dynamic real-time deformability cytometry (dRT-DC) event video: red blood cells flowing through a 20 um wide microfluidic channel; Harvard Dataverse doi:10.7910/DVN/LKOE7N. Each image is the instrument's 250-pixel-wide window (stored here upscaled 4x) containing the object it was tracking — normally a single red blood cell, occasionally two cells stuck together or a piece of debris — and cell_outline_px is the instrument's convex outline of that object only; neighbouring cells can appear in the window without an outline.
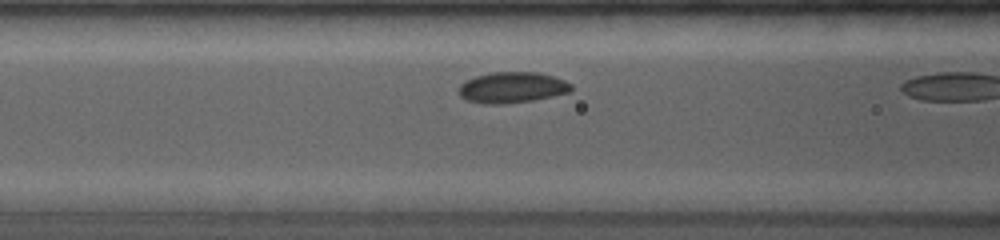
{"species": "common noctule bat (a hibernating species)", "species_latin": "Nyctalus noctula", "temperature_condition": "room temperature", "stored_images_in_passage": 11, "camera_frame_rate_fps": 4000, "um_per_image_px": 0.085, "animal": {"sex": "female", "body_mass_g": 19.0, "forearm_length_mm": 53.3}, "frame": {"image": 1, "passage_image": 10, "time_ms": 2.25, "image_size_px": [1000, 240], "cell_outline_px": [[572, 92], [532, 100], [504, 104], [484, 104], [468, 100], [460, 96], [460, 84], [476, 76], [492, 72], [536, 72], [552, 76], [564, 80], [572, 84]], "centroid_in_image_um": [43.56, 7.44], "position_along_channel_um": 123.0, "area_um2": 20.11}}